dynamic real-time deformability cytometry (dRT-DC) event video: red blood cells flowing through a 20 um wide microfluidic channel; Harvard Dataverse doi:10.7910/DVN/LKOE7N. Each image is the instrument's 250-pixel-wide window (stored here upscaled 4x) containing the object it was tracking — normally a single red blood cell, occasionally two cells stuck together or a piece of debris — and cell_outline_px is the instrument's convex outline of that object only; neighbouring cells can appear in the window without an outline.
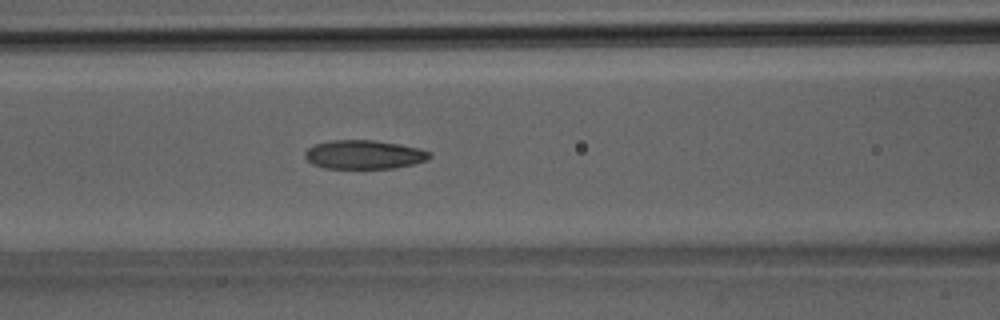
{"species": "Egyptian fruit bat (a non-hibernating species)", "species_latin": "Rousettus aegyptiacus", "temperature_condition": "room temperature", "stored_images_in_passage": 38, "camera_frame_rate_fps": 3000, "um_per_image_px": 0.085, "animal": {"sex": "male"}, "frame": {"image": 1, "passage_image": 16, "time_ms": 5.0, "image_size_px": [1000, 320], "cell_outline_px": [[432, 156], [428, 160], [396, 168], [324, 168], [312, 164], [304, 156], [304, 152], [308, 148], [316, 144], [332, 140], [376, 140], [420, 148], [432, 152]], "centroid_in_image_um": [30.97, 13.14], "position_along_channel_um": 135.6, "area_um2": 21.04}}
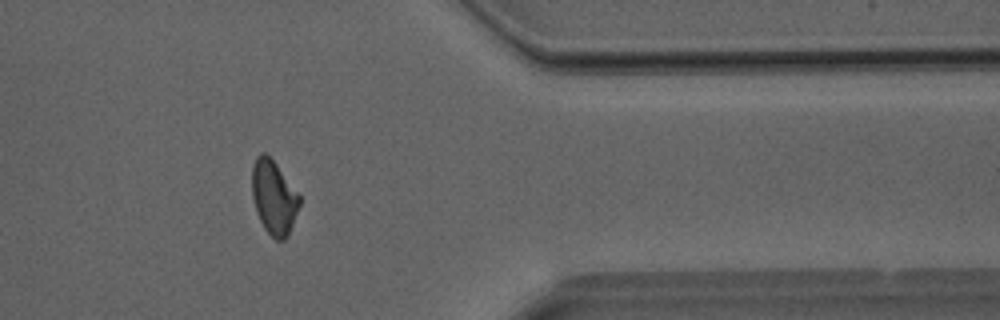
{"frame": {"image": 2, "passage_image": 31, "time_ms": 10.0, "image_size_px": [1000, 320], "cell_outline_px": [[300, 204], [288, 236], [284, 240], [276, 240], [264, 228], [256, 212], [252, 196], [252, 164], [256, 156], [260, 152], [264, 152], [276, 164], [300, 196]], "centroid_in_image_um": [23.25, 16.77], "position_along_channel_um": 388.1, "area_um2": 20.35}}
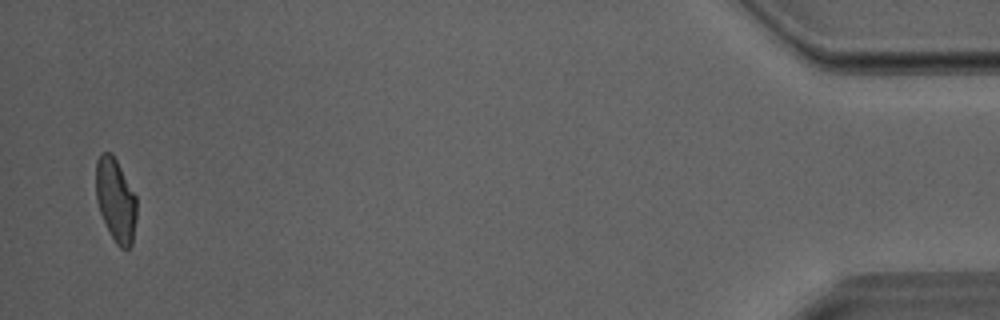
{"frame": {"image": 3, "passage_image": 37, "time_ms": 12.0, "image_size_px": [1000, 320], "cell_outline_px": [[136, 216], [132, 244], [128, 248], [120, 248], [116, 244], [100, 212], [96, 200], [96, 160], [100, 152], [112, 152], [136, 196]], "centroid_in_image_um": [9.82, 16.97], "position_along_channel_um": 425.4, "area_um2": 19.65}}